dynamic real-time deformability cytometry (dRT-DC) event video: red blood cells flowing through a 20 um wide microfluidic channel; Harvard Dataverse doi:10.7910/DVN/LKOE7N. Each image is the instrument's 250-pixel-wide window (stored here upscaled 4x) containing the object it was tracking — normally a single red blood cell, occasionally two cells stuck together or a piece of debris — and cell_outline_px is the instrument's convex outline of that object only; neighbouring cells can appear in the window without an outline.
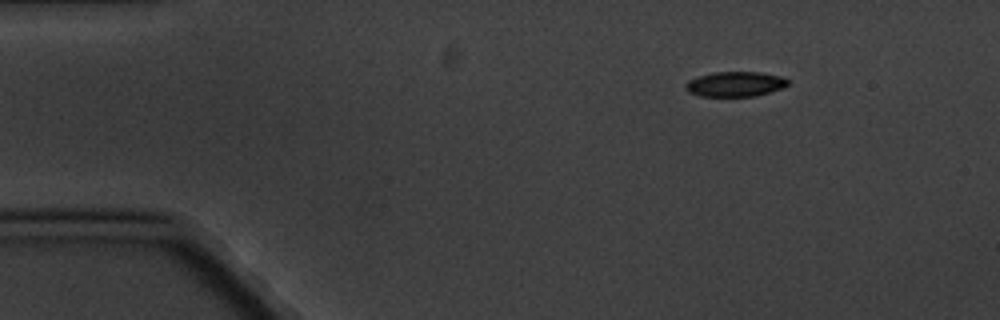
{"species": "common noctule bat (a hibernating species)", "species_latin": "Nyctalus noctula", "temperature_condition": "cold", "stored_images_in_passage": 9, "camera_frame_rate_fps": 3000, "um_per_image_px": 0.085, "animal": {"sex": "male", "body_mass_g": 20.1, "forearm_length_mm": 53.5}, "frame": {"image": 1, "passage_image": 1, "time_ms": 0.0, "image_size_px": [1000, 320], "cell_outline_px": [[788, 84], [780, 88], [756, 96], [700, 96], [688, 92], [684, 88], [684, 84], [688, 80], [700, 76], [716, 72], [760, 72], [784, 76], [788, 80]], "centroid_in_image_um": [62.47, 7.14], "position_along_channel_um": 22.5, "area_um2": 14.85}}
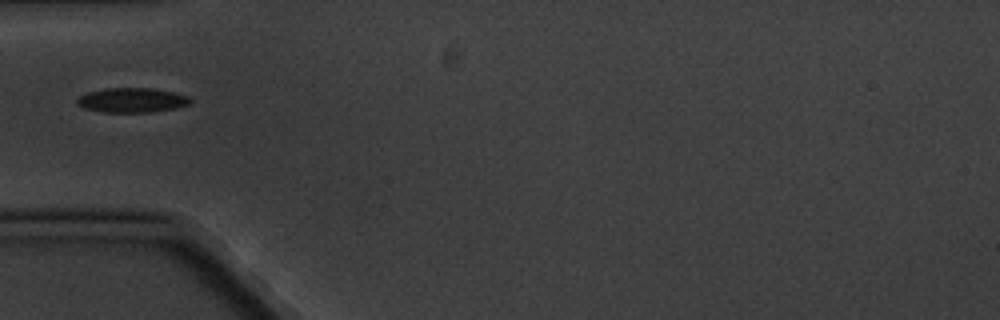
{"frame": {"image": 2, "passage_image": 4, "time_ms": 3.667, "image_size_px": [1000, 320], "cell_outline_px": [[192, 100], [188, 104], [176, 108], [152, 112], [104, 112], [84, 108], [76, 104], [76, 100], [80, 96], [88, 92], [104, 88], [152, 88], [172, 92], [188, 96]], "centroid_in_image_um": [11.2, 8.51], "position_along_channel_um": 73.8, "area_um2": 16.18}}